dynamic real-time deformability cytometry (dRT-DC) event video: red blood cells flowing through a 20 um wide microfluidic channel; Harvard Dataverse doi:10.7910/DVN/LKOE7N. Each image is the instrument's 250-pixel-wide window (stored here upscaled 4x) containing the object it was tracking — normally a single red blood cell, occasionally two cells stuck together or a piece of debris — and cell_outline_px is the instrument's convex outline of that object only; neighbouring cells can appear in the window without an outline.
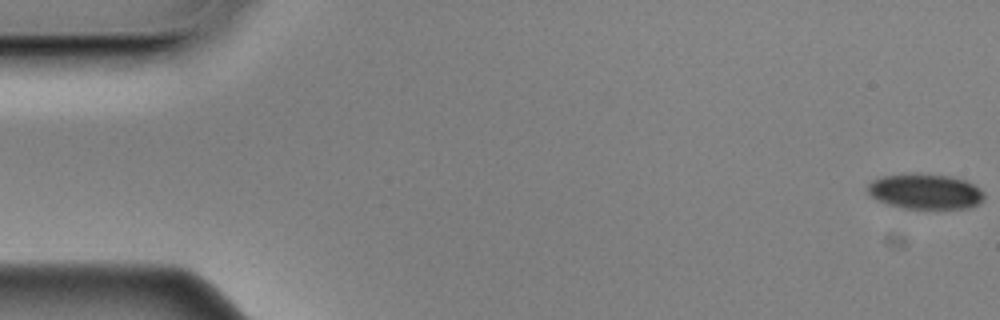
{"species": "Egyptian fruit bat (a non-hibernating species)", "species_latin": "Rousettus aegyptiacus", "temperature_condition": "cold", "stored_images_in_passage": 16, "camera_frame_rate_fps": 3000, "um_per_image_px": 0.085, "animal": {"sex": "male"}, "frame": {"image": 1, "passage_image": 1, "time_ms": 0.0, "image_size_px": [1000, 320], "cell_outline_px": [[984, 200], [972, 208], [900, 208], [876, 200], [868, 192], [868, 184], [872, 180], [880, 176], [908, 172], [920, 172], [948, 176], [964, 180], [980, 188], [984, 192]], "centroid_in_image_um": [78.63, 16.25], "position_along_channel_um": 6.4, "area_um2": 24.39}}
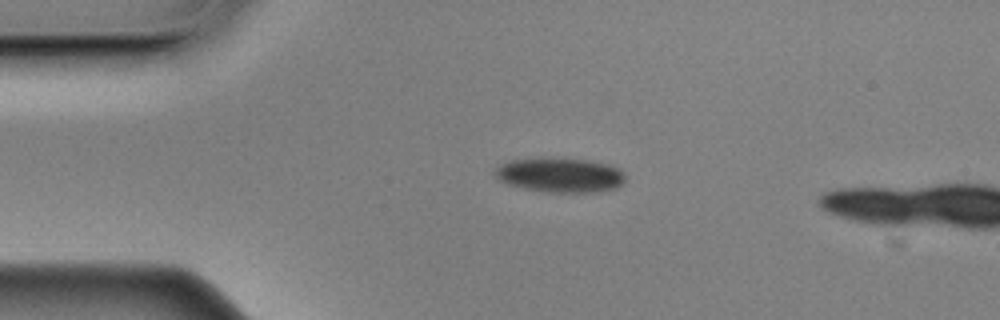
{"frame": {"image": 2, "passage_image": 13, "time_ms": 4.0, "image_size_px": [1000, 320], "cell_outline_px": [[624, 180], [616, 188], [600, 192], [548, 192], [508, 184], [500, 180], [492, 172], [500, 164], [512, 160], [540, 156], [552, 156], [588, 160], [612, 164], [620, 168], [624, 172]], "centroid_in_image_um": [47.63, 14.84], "position_along_channel_um": 37.4, "area_um2": 26.82}}